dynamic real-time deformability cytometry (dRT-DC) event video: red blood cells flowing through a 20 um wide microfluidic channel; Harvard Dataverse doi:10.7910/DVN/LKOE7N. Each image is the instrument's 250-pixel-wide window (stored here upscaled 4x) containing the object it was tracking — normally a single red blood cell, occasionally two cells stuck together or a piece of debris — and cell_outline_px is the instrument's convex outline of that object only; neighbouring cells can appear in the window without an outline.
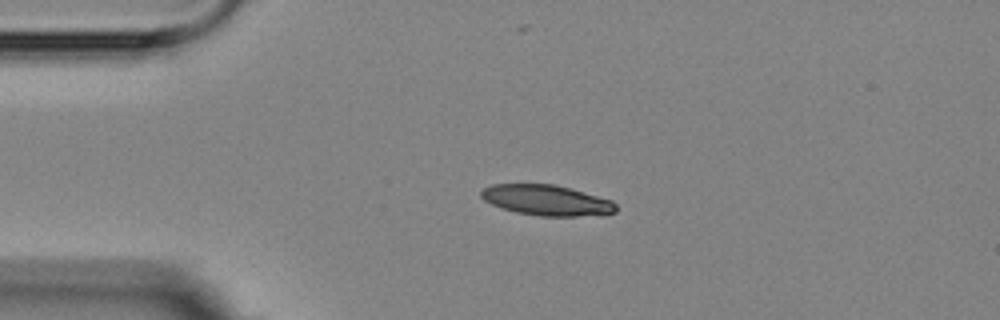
{"species": "Egyptian fruit bat (a non-hibernating species)", "species_latin": "Rousettus aegyptiacus", "temperature_condition": "room temperature", "stored_images_in_passage": 2, "camera_frame_rate_fps": 3000, "um_per_image_px": 0.085, "animal": {"sex": "female"}, "frame": {"image": 1, "passage_image": 1, "time_ms": 0.0, "image_size_px": [1000, 320], "cell_outline_px": [[616, 212], [604, 216], [540, 216], [516, 212], [500, 208], [484, 200], [480, 196], [480, 192], [484, 188], [492, 184], [556, 184], [572, 188], [612, 200], [616, 204]], "centroid_in_image_um": [46.51, 17.03], "position_along_channel_um": 38.5, "area_um2": 24.39}}